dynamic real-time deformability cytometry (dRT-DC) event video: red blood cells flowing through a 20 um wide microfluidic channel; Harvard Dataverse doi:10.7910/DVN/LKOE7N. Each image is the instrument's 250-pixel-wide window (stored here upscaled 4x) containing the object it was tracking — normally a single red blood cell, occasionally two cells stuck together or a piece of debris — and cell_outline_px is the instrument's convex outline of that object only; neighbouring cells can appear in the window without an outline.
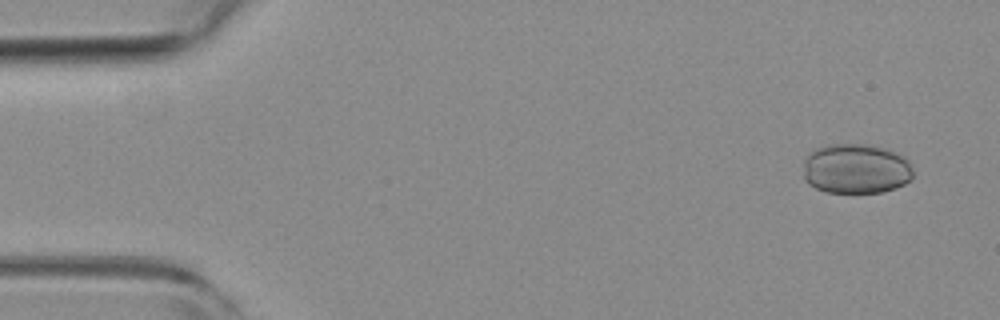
{"species": "common noctule bat (a hibernating species)", "species_latin": "Nyctalus noctula", "temperature_condition": "room temperature", "stored_images_in_passage": 15, "camera_frame_rate_fps": 3000, "um_per_image_px": 0.085, "animal": {"sex": "female", "body_mass_g": 19.3, "forearm_length_mm": 54.1}, "frame": {"image": 1, "passage_image": 4, "time_ms": 1.0, "image_size_px": [1000, 320], "cell_outline_px": [[912, 176], [904, 184], [896, 188], [880, 192], [824, 192], [808, 184], [804, 180], [804, 160], [816, 148], [828, 144], [868, 144], [884, 148], [896, 152], [904, 156], [908, 160], [912, 168]], "centroid_in_image_um": [72.75, 14.34], "position_along_channel_um": 12.3, "area_um2": 32.08}}